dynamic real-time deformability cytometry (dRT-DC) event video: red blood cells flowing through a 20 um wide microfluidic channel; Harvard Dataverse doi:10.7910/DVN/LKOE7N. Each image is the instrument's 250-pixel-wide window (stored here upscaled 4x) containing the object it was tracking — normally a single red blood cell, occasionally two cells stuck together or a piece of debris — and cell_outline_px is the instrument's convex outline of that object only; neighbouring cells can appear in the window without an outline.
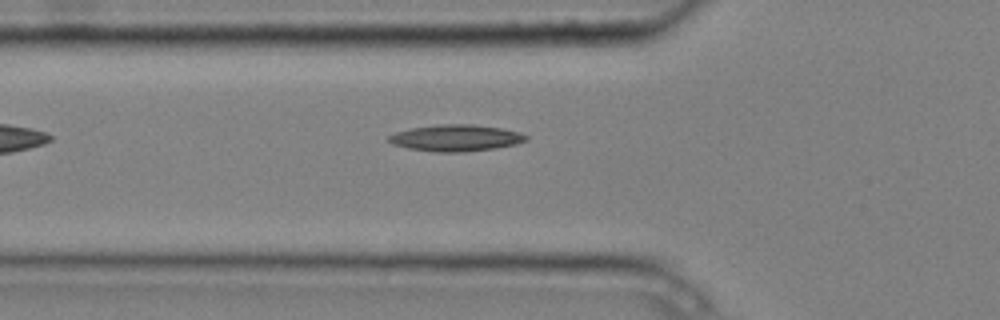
{"species": "common noctule bat (a hibernating species)", "species_latin": "Nyctalus noctula", "temperature_condition": "cold", "stored_images_in_passage": 2, "camera_frame_rate_fps": 3000, "um_per_image_px": 0.085, "animal": {"sex": "male", "body_mass_g": 20.4}, "frame": {"image": 1, "passage_image": 2, "time_ms": 0.333, "image_size_px": [1000, 320], "cell_outline_px": [[528, 140], [516, 144], [496, 148], [464, 152], [436, 152], [408, 148], [392, 144], [388, 140], [388, 136], [396, 132], [412, 128], [440, 124], [472, 124], [500, 128], [520, 132], [528, 136]], "centroid_in_image_um": [38.77, 11.73], "position_along_channel_um": 87.0, "area_um2": 21.21}}